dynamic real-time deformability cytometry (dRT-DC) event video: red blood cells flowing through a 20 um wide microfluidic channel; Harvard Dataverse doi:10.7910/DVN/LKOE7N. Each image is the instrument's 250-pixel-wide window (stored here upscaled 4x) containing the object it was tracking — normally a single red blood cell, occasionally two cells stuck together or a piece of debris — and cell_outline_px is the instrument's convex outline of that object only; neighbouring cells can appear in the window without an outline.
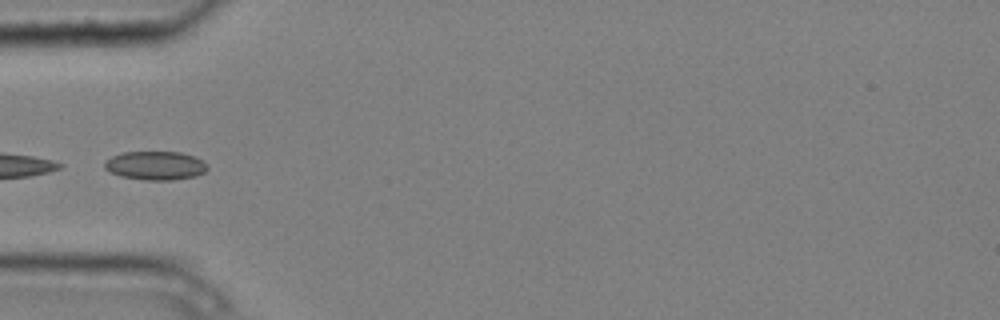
{"species": "common noctule bat (a hibernating species)", "species_latin": "Nyctalus noctula", "temperature_condition": "cold", "stored_images_in_passage": 6, "camera_frame_rate_fps": 3000, "um_per_image_px": 0.085, "animal": {"sex": "male", "body_mass_g": 20.4}, "frame": {"image": 1, "passage_image": 6, "time_ms": 1.667, "image_size_px": [1000, 320], "cell_outline_px": [[208, 168], [204, 172], [196, 176], [172, 180], [144, 180], [120, 176], [104, 168], [104, 160], [112, 156], [124, 152], [180, 152], [192, 156], [208, 164]], "centroid_in_image_um": [13.2, 14.08], "position_along_channel_um": 71.8, "area_um2": 17.17}}